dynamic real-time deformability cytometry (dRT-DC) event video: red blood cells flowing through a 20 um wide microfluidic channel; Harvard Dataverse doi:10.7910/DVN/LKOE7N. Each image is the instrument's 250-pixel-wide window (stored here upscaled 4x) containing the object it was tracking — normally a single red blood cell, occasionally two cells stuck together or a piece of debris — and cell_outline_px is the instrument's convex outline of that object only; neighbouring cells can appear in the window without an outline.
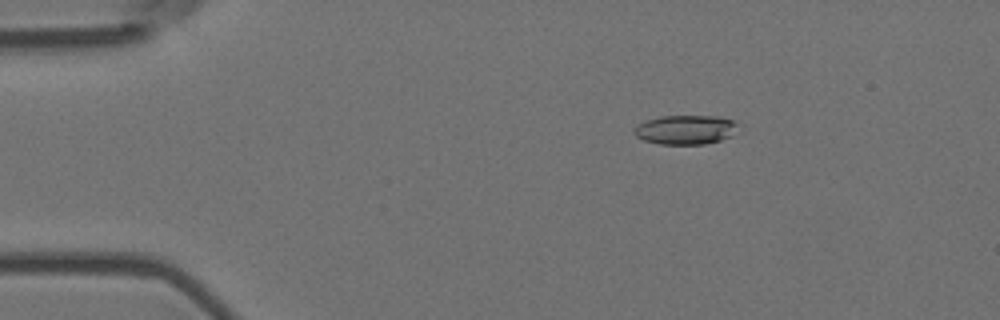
{"species": "Egyptian fruit bat (a non-hibernating species)", "species_latin": "Rousettus aegyptiacus", "temperature_condition": "room temperature", "stored_images_in_passage": 57, "camera_frame_rate_fps": 3000, "um_per_image_px": 0.085, "animal": {"sex": "female"}, "frame": {"image": 1, "passage_image": 10, "time_ms": 3.0, "image_size_px": [1000, 320], "cell_outline_px": [[736, 124], [732, 136], [720, 140], [704, 144], [660, 144], [644, 140], [636, 136], [632, 132], [644, 120], [660, 116], [716, 116], [732, 120]], "centroid_in_image_um": [58.23, 11.02], "position_along_channel_um": 26.8, "area_um2": 17.51}}
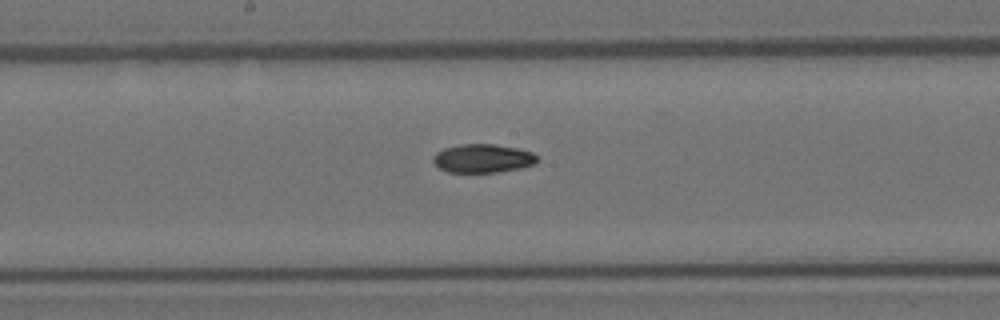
{"frame": {"image": 2, "passage_image": 30, "time_ms": 9.667, "image_size_px": [1000, 320], "cell_outline_px": [[540, 160], [536, 164], [520, 168], [496, 172], [448, 172], [440, 168], [432, 160], [432, 156], [436, 152], [444, 148], [460, 144], [492, 144], [516, 148], [532, 152]], "centroid_in_image_um": [41.04, 13.46], "position_along_channel_um": 207.2, "area_um2": 17.34}}
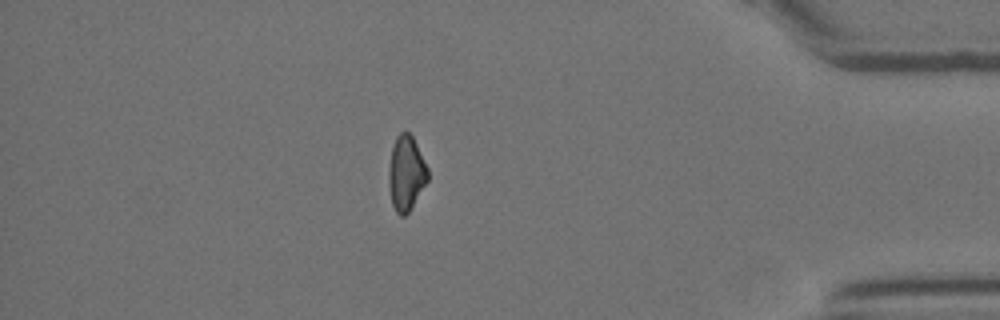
{"frame": {"image": 3, "passage_image": 49, "time_ms": 16.0, "image_size_px": [1000, 320], "cell_outline_px": [[428, 180], [408, 212], [404, 216], [400, 216], [396, 212], [392, 204], [388, 184], [388, 172], [392, 148], [396, 136], [400, 132], [408, 132], [412, 136], [428, 168]], "centroid_in_image_um": [34.51, 14.73], "position_along_channel_um": 400.7, "area_um2": 16.88}, "authors_computed_cell_mechanics": {"area_um2": 17.8024, "velocity_mm_per_s": 3.6617, "shape_relaxation_time_tau1_ms": 5.393, "shape_relaxation_time_tau2_ms": null, "deformation_change_tau1": 0.1605, "deformation_change_tau2": null}}